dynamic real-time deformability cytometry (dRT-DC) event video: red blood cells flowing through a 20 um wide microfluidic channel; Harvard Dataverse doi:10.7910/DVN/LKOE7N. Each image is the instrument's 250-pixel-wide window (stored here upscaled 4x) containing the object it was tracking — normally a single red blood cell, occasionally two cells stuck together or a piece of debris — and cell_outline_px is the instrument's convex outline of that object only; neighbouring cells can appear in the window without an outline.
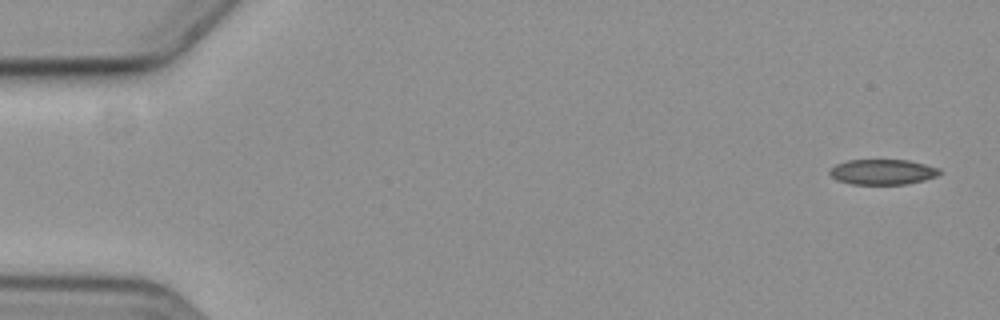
{"species": "common noctule bat (a hibernating species)", "species_latin": "Nyctalus noctula", "temperature_condition": "cold", "stored_images_in_passage": 10, "camera_frame_rate_fps": 3000, "um_per_image_px": 0.085, "animal": {"sex": "female", "body_mass_g": 19.3, "forearm_length_mm": 54.1}, "frame": {"image": 1, "passage_image": 1, "time_ms": 0.0, "image_size_px": [1000, 320], "cell_outline_px": [[944, 172], [936, 176], [924, 180], [904, 184], [852, 184], [836, 180], [828, 172], [836, 164], [848, 160], [908, 160], [940, 168]], "centroid_in_image_um": [75.04, 14.61], "position_along_channel_um": 10.0, "area_um2": 16.18}}
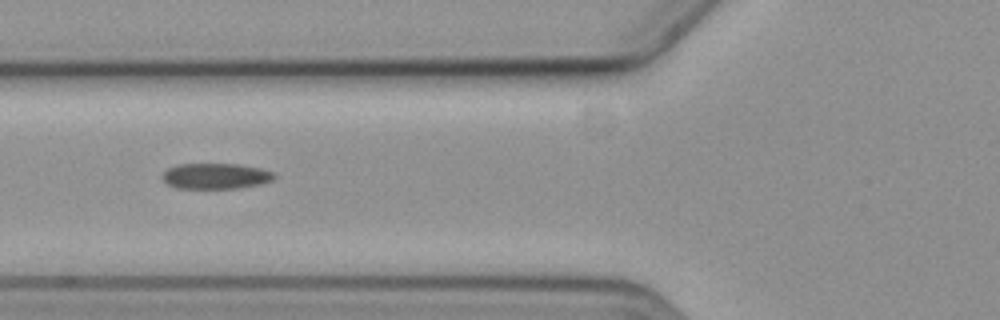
{"frame": {"image": 2, "passage_image": 6, "time_ms": 6.667, "image_size_px": [1000, 320], "cell_outline_px": [[276, 176], [272, 180], [260, 184], [236, 188], [176, 188], [168, 184], [160, 176], [168, 168], [176, 164], [240, 164], [260, 168], [272, 172]], "centroid_in_image_um": [18.31, 14.96], "position_along_channel_um": 107.5, "area_um2": 16.7}}
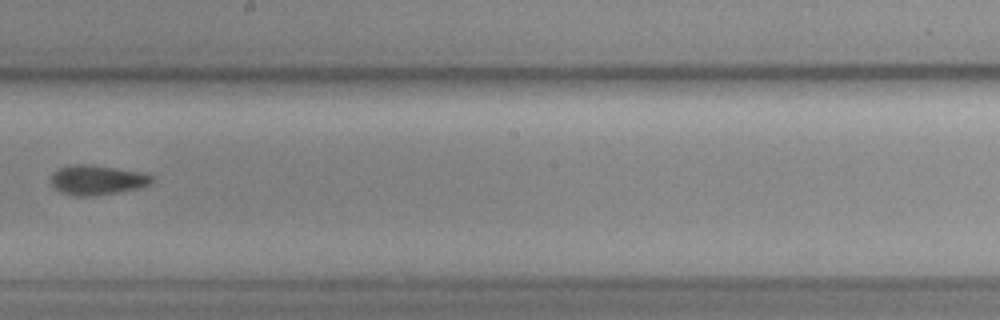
{"frame": {"image": 3, "passage_image": 9, "time_ms": 10.333, "image_size_px": [1000, 320], "cell_outline_px": [[156, 180], [148, 184], [136, 188], [116, 192], [92, 196], [76, 196], [60, 192], [52, 184], [52, 172], [56, 168], [68, 164], [88, 164], [144, 172], [152, 176]], "centroid_in_image_um": [8.23, 15.27], "position_along_channel_um": 240.0, "area_um2": 17.51}}